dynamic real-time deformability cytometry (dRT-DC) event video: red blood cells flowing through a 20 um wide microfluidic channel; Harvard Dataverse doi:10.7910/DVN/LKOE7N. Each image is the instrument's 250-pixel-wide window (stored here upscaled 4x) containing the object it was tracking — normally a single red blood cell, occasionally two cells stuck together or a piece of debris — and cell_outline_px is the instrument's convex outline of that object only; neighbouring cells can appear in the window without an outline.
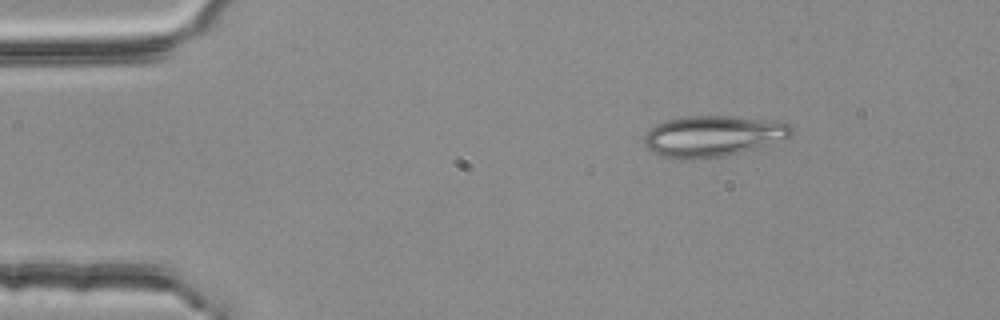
{"species": "common noctule bat (a hibernating species)", "species_latin": "Nyctalus noctula", "temperature_condition": "room temperature", "stored_images_in_passage": 3, "camera_frame_rate_fps": 3000, "um_per_image_px": 0.085, "animal": {"sex": "female", "body_mass_g": 25.1}, "frame": {"image": 1, "passage_image": 3, "time_ms": 0.667, "image_size_px": [1000, 320], "cell_outline_px": [[792, 136], [764, 148], [724, 156], [692, 160], [680, 160], [660, 156], [652, 152], [644, 144], [644, 136], [648, 128], [656, 124], [668, 120], [688, 116], [728, 116], [780, 120], [792, 124]], "centroid_in_image_um": [60.65, 11.58], "position_along_channel_um": 24.3, "area_um2": 36.18}}